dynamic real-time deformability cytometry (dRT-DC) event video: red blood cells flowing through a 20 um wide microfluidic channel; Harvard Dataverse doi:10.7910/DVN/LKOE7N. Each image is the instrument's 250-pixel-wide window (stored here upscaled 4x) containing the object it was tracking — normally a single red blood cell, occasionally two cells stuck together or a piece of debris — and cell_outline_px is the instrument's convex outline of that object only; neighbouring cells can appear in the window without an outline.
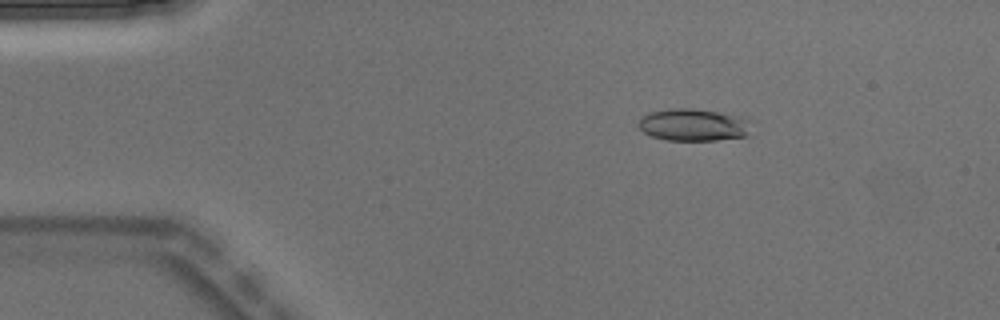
{"species": "Egyptian fruit bat (a non-hibernating species)", "species_latin": "Rousettus aegyptiacus", "temperature_condition": "warm", "stored_images_in_passage": 6, "camera_frame_rate_fps": 3000, "um_per_image_px": 0.085, "animal": {"sex": "male"}, "frame": {"image": 1, "passage_image": 2, "time_ms": 0.333, "image_size_px": [1000, 320], "cell_outline_px": [[752, 120], [748, 136], [716, 140], [668, 140], [652, 136], [644, 132], [636, 124], [644, 116], [652, 112], [672, 108], [692, 108], [744, 116]], "centroid_in_image_um": [59.02, 10.61], "position_along_channel_um": 26.0, "area_um2": 21.33}}
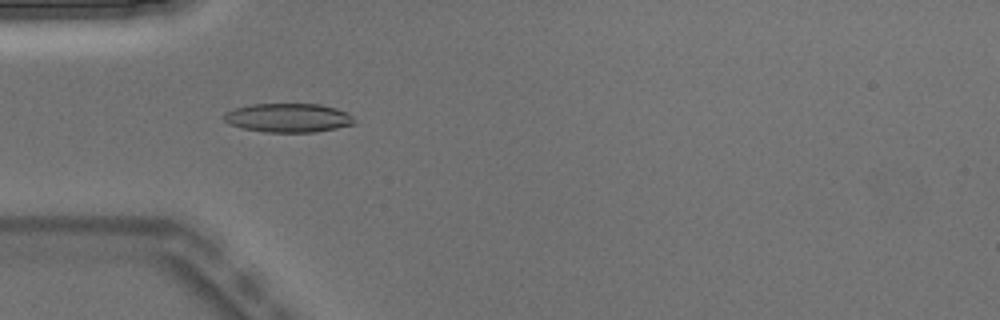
{"frame": {"image": 2, "passage_image": 4, "time_ms": 1.0, "image_size_px": [1000, 320], "cell_outline_px": [[356, 124], [316, 132], [264, 132], [244, 128], [228, 124], [220, 116], [224, 112], [236, 108], [252, 104], [320, 104], [336, 108], [348, 112], [352, 116]], "centroid_in_image_um": [24.49, 10.01], "position_along_channel_um": 60.5, "area_um2": 22.14}}